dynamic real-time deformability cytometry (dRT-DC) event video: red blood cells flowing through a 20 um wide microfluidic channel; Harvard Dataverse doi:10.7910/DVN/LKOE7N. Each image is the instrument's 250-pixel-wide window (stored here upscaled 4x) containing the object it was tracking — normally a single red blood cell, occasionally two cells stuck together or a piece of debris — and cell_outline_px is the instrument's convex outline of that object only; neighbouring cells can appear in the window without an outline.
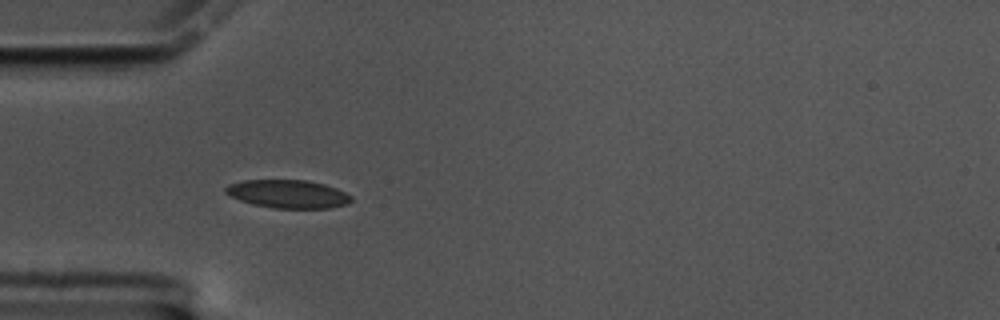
{"species": "common noctule bat (a hibernating species)", "species_latin": "Nyctalus noctula", "temperature_condition": "cold", "stored_images_in_passage": 43, "camera_frame_rate_fps": 3000, "um_per_image_px": 0.085, "animal": {"sex": "male", "body_mass_g": 17.5, "forearm_length_mm": 52.3}, "frame": {"image": 1, "passage_image": 1, "time_ms": 0.0, "image_size_px": [1000, 320], "cell_outline_px": [[352, 200], [348, 204], [328, 208], [272, 208], [252, 204], [228, 196], [224, 192], [224, 188], [228, 184], [244, 180], [304, 180], [324, 184], [336, 188], [352, 196]], "centroid_in_image_um": [24.44, 16.49], "position_along_channel_um": 60.6, "area_um2": 20.75}}
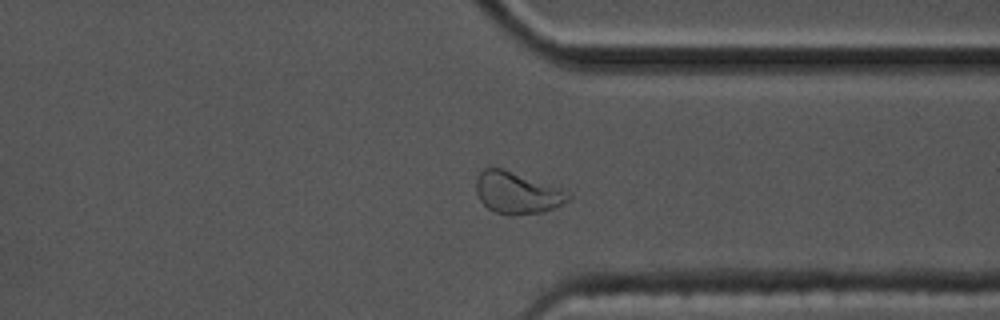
{"frame": {"image": 2, "passage_image": 29, "time_ms": 9.333, "image_size_px": [1000, 320], "cell_outline_px": [[572, 196], [568, 200], [544, 212], [496, 212], [488, 208], [480, 200], [476, 192], [476, 180], [480, 172], [484, 168], [504, 168], [560, 188]], "centroid_in_image_um": [43.92, 16.33], "position_along_channel_um": 367.5, "area_um2": 21.62}}
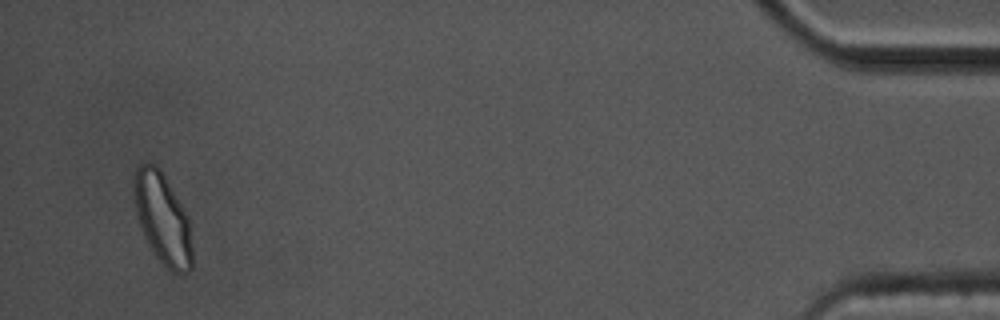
{"frame": {"image": 3, "passage_image": 41, "time_ms": 13.333, "image_size_px": [1000, 320], "cell_outline_px": [[192, 268], [188, 272], [180, 276], [172, 272], [156, 256], [148, 244], [144, 236], [136, 212], [132, 192], [132, 180], [136, 168], [144, 160], [148, 160], [156, 164], [160, 168], [184, 208], [188, 216], [192, 244]], "centroid_in_image_um": [13.81, 18.54], "position_along_channel_um": 421.4, "area_um2": 31.5}, "authors_computed_cell_mechanics": {"area_um2": 20.519, "velocity_mm_per_s": 3.3237, "shape_relaxation_time_tau1_ms": 4.1909, "shape_relaxation_time_tau2_ms": 1.5941, "deformation_change_tau1": 0.0991, "deformation_change_tau2": 0.0458}}